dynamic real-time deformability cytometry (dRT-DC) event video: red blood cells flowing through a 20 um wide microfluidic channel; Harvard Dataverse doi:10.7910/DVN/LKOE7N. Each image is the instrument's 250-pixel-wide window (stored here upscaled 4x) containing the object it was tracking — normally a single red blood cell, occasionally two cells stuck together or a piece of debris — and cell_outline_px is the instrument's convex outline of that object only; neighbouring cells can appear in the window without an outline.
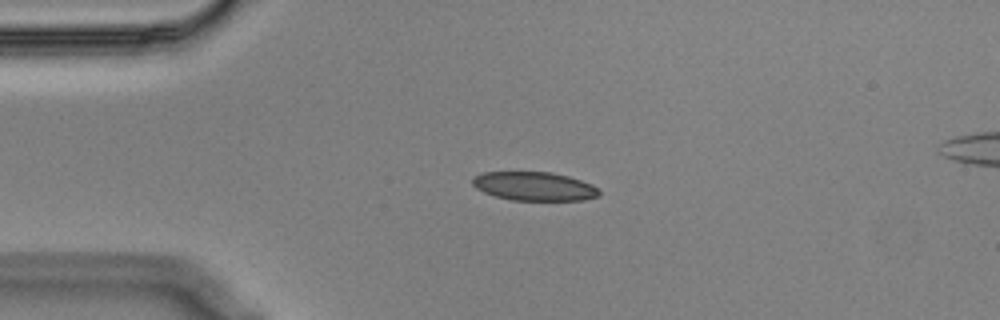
{"species": "Egyptian fruit bat (a non-hibernating species)", "species_latin": "Rousettus aegyptiacus", "temperature_condition": "cold", "stored_images_in_passage": 44, "camera_frame_rate_fps": 3000, "um_per_image_px": 0.085, "animal": {"sex": "male"}, "frame": {"image": 1, "passage_image": 1, "time_ms": 0.0, "image_size_px": [1000, 320], "cell_outline_px": [[600, 196], [584, 200], [512, 200], [496, 196], [484, 192], [476, 188], [472, 184], [472, 176], [480, 172], [552, 172], [568, 176], [592, 184], [600, 192]], "centroid_in_image_um": [45.39, 15.82], "position_along_channel_um": 39.6, "area_um2": 21.27}}
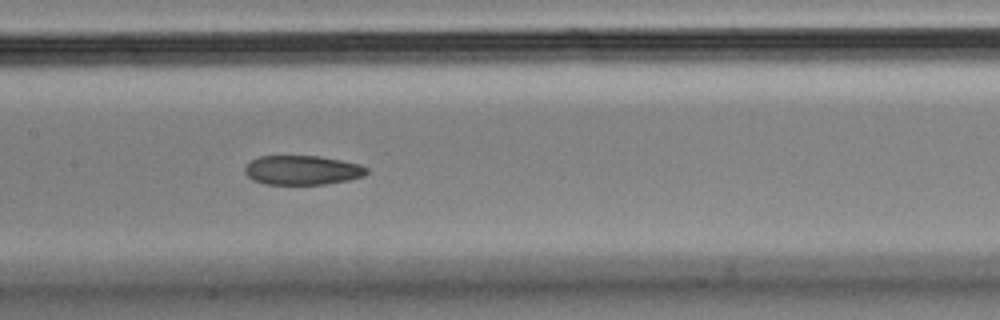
{"frame": {"image": 2, "passage_image": 15, "time_ms": 4.667, "image_size_px": [1000, 320], "cell_outline_px": [[368, 172], [364, 176], [348, 180], [324, 184], [264, 184], [252, 180], [244, 172], [244, 168], [252, 160], [260, 156], [320, 156], [360, 164], [368, 168]], "centroid_in_image_um": [25.7, 14.46], "position_along_channel_um": 181.7, "area_um2": 20.81}}
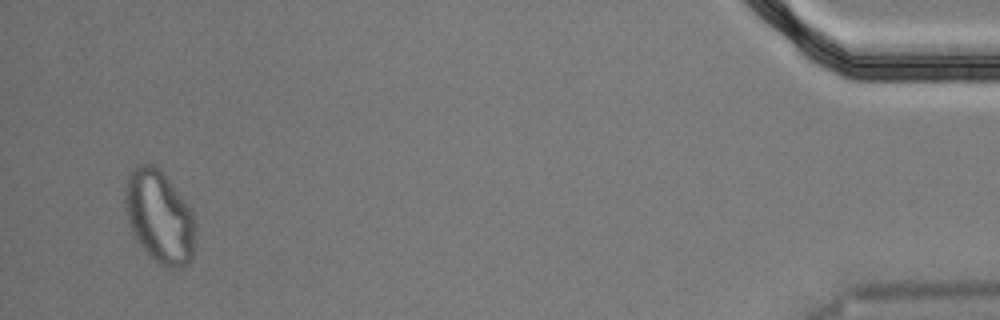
{"frame": {"image": 3, "passage_image": 42, "time_ms": 13.667, "image_size_px": [1000, 320], "cell_outline_px": [[196, 232], [192, 256], [188, 264], [180, 268], [164, 268], [140, 244], [128, 220], [124, 200], [128, 180], [132, 172], [140, 164], [156, 164], [160, 168], [192, 208], [196, 220]], "centroid_in_image_um": [13.62, 18.42], "position_along_channel_um": 421.6, "area_um2": 37.8}, "authors_computed_cell_mechanics": {"area_um2": 22.6287, "velocity_mm_per_s": 3.5625, "shape_relaxation_time_tau1_ms": null, "shape_relaxation_time_tau2_ms": 3.916, "deformation_change_tau1": null, "deformation_change_tau2": 0.0911}}